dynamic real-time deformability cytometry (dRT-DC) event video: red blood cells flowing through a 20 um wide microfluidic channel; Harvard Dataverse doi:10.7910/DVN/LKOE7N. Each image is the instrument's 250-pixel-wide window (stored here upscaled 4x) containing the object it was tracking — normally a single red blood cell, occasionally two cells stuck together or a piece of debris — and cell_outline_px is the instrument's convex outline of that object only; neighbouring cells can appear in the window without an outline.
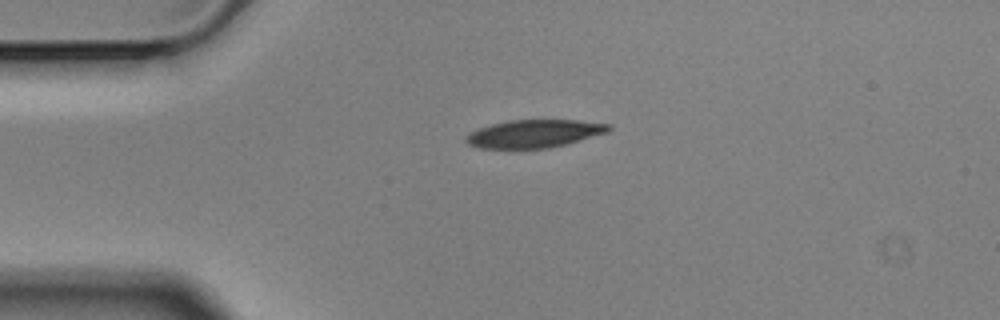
{"species": "Egyptian fruit bat (a non-hibernating species)", "species_latin": "Rousettus aegyptiacus", "temperature_condition": "cold", "stored_images_in_passage": 2, "camera_frame_rate_fps": 3000, "um_per_image_px": 0.085, "animal": {"sex": "male"}, "frame": {"image": 1, "passage_image": 1, "time_ms": 0.0, "image_size_px": [1000, 320], "cell_outline_px": [[612, 128], [608, 132], [564, 144], [548, 148], [480, 148], [468, 144], [464, 140], [472, 132], [480, 128], [492, 124], [512, 120], [576, 120], [612, 124]], "centroid_in_image_um": [45.44, 11.35], "position_along_channel_um": 39.6, "area_um2": 22.83}}